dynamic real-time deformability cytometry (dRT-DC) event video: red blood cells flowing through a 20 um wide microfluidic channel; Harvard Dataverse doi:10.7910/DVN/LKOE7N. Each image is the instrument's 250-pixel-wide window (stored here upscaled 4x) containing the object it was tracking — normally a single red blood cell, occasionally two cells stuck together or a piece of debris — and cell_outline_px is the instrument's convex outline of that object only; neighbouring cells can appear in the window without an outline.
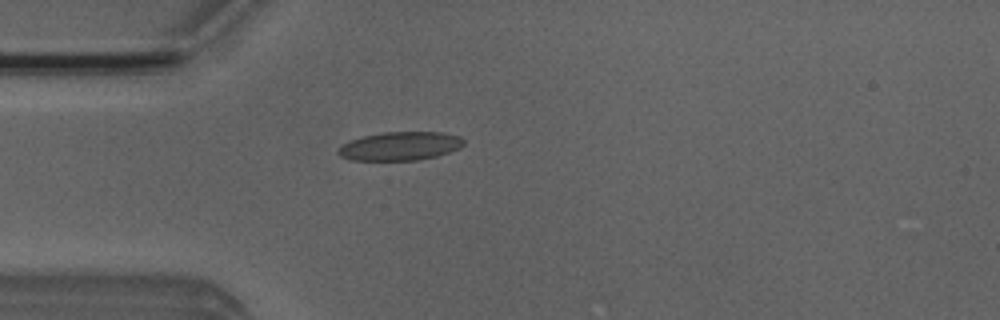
{"species": "Egyptian fruit bat (a non-hibernating species)", "species_latin": "Rousettus aegyptiacus", "temperature_condition": "room temperature", "stored_images_in_passage": 2, "camera_frame_rate_fps": 3000, "um_per_image_px": 0.085, "animal": {"sex": "male"}, "frame": {"image": 1, "passage_image": 2, "time_ms": 1.0, "image_size_px": [1000, 320], "cell_outline_px": [[464, 144], [460, 148], [436, 156], [416, 160], [352, 160], [340, 156], [336, 152], [348, 140], [360, 136], [380, 132], [444, 132], [460, 136], [464, 140]], "centroid_in_image_um": [34.0, 12.4], "position_along_channel_um": 51.0, "area_um2": 21.04}}